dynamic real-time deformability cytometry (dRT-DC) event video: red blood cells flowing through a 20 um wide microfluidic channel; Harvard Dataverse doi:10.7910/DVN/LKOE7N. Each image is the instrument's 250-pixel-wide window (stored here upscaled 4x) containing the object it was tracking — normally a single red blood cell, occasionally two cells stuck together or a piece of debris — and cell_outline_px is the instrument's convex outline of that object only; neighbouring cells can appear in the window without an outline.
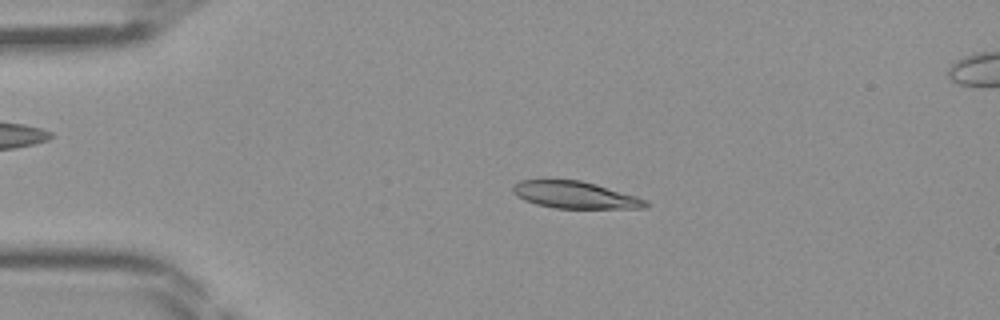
{"species": "Egyptian fruit bat (a non-hibernating species)", "species_latin": "Rousettus aegyptiacus", "temperature_condition": "room temperature", "stored_images_in_passage": 44, "camera_frame_rate_fps": 3000, "um_per_image_px": 0.085, "frame": {"image": 1, "passage_image": 9, "time_ms": 2.667, "image_size_px": [1000, 320], "cell_outline_px": [[648, 204], [644, 208], [556, 208], [536, 204], [524, 200], [516, 196], [512, 192], [512, 184], [520, 180], [580, 180], [596, 184], [636, 196], [648, 200]], "centroid_in_image_um": [48.84, 16.56], "position_along_channel_um": 36.2, "area_um2": 20.87}}
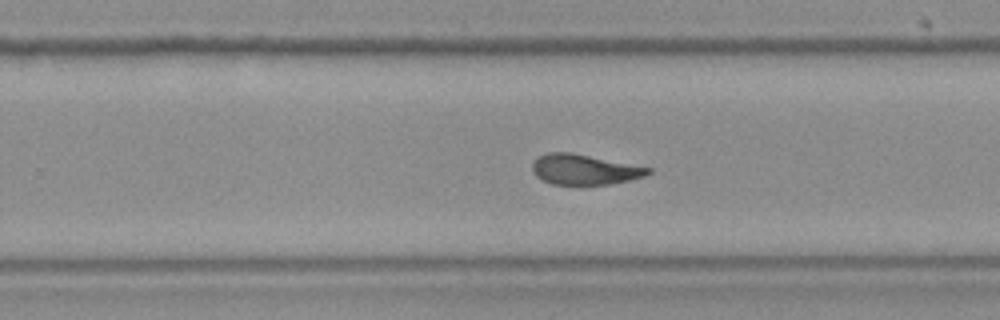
{"frame": {"image": 2, "passage_image": 28, "time_ms": 9.0, "image_size_px": [1000, 320], "cell_outline_px": [[652, 172], [644, 176], [628, 180], [608, 184], [552, 184], [536, 176], [532, 172], [532, 164], [536, 156], [548, 152], [572, 152], [652, 168]], "centroid_in_image_um": [49.64, 14.39], "position_along_channel_um": 280.2, "area_um2": 20.4}}
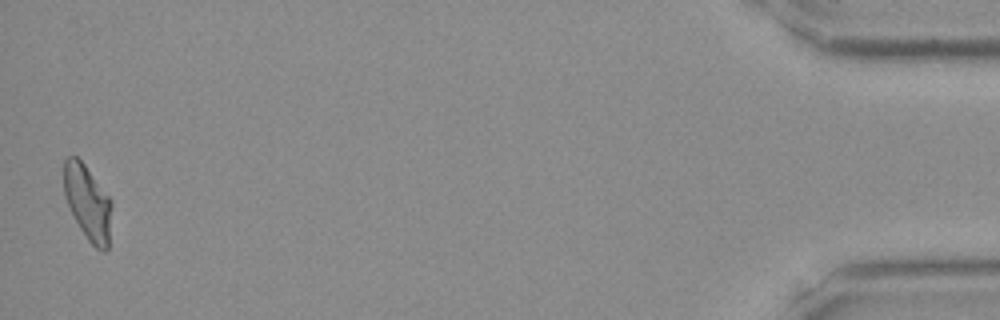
{"frame": {"image": 3, "passage_image": 44, "time_ms": 14.333, "image_size_px": [1000, 320], "cell_outline_px": [[112, 204], [108, 248], [104, 252], [100, 252], [88, 240], [80, 228], [64, 196], [64, 160], [68, 156], [76, 156], [84, 164], [112, 200]], "centroid_in_image_um": [7.47, 17.23], "position_along_channel_um": 427.7, "area_um2": 20.75}}